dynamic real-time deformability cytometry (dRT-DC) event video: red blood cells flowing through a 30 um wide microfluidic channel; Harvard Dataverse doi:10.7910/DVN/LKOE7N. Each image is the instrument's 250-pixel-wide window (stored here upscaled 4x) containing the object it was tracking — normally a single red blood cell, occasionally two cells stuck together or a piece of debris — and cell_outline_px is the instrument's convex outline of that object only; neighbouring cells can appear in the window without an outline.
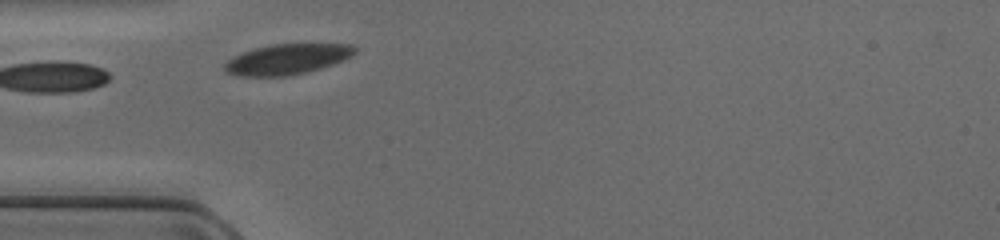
{"species": "common noctule bat (a hibernating species)", "species_latin": "Nyctalus noctula", "temperature_condition": "cold", "stored_images_in_passage": 21, "camera_frame_rate_fps": 3000, "um_per_image_px": 0.085, "animal": {"sex": "female", "body_mass_g": 17.0, "forearm_length_mm": 48.0}, "frame": {"image": 1, "passage_image": 1, "time_ms": 0.0, "image_size_px": [1000, 240], "cell_outline_px": [[356, 52], [352, 56], [344, 60], [308, 72], [288, 76], [240, 76], [228, 72], [224, 68], [224, 64], [228, 60], [244, 52], [256, 48], [272, 44], [352, 44], [356, 48]], "centroid_in_image_um": [24.45, 5.03], "position_along_channel_um": 60.5, "area_um2": 22.89}}